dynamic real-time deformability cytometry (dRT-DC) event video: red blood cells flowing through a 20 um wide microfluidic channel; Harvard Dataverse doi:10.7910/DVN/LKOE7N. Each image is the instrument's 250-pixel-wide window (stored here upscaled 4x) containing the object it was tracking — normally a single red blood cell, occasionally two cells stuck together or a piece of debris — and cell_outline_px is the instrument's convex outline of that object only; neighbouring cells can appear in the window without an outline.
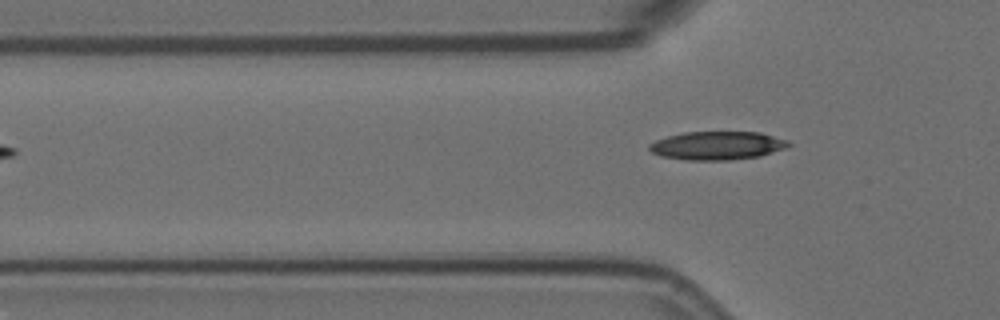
{"species": "Egyptian fruit bat (a non-hibernating species)", "species_latin": "Rousettus aegyptiacus", "temperature_condition": "room temperature", "stored_images_in_passage": 3, "segment_of_instrument_passage": [2, 2], "camera_frame_rate_fps": 3000, "um_per_image_px": 0.085, "animal": {"sex": "female"}, "frame": {"image": 1, "passage_image": 3, "time_ms": 0.667, "image_size_px": [1000, 320], "cell_outline_px": [[792, 144], [784, 148], [760, 156], [728, 160], [688, 160], [664, 156], [652, 152], [648, 148], [648, 144], [656, 140], [668, 136], [684, 132], [760, 132], [788, 140]], "centroid_in_image_um": [60.97, 12.37], "position_along_channel_um": 64.8, "area_um2": 22.89}}